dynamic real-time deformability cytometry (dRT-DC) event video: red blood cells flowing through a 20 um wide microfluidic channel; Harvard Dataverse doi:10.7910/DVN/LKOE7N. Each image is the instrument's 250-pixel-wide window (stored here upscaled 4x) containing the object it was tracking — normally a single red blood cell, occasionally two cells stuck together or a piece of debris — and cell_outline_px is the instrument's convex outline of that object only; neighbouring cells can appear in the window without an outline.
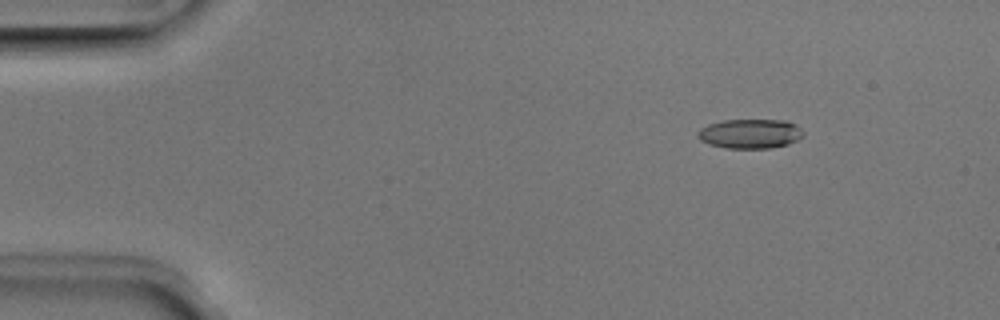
{"species": "Egyptian fruit bat (a non-hibernating species)", "species_latin": "Rousettus aegyptiacus", "temperature_condition": "room temperature", "stored_images_in_passage": 52, "camera_frame_rate_fps": 3000, "um_per_image_px": 0.085, "animal": {"sex": "male"}, "frame": {"image": 1, "passage_image": 7, "time_ms": 2.0, "image_size_px": [1000, 320], "cell_outline_px": [[804, 136], [788, 144], [772, 148], [728, 148], [708, 144], [700, 140], [696, 136], [696, 132], [700, 128], [708, 124], [724, 120], [784, 120], [796, 124], [804, 132]], "centroid_in_image_um": [63.75, 11.36], "position_along_channel_um": 21.3, "area_um2": 18.26}}
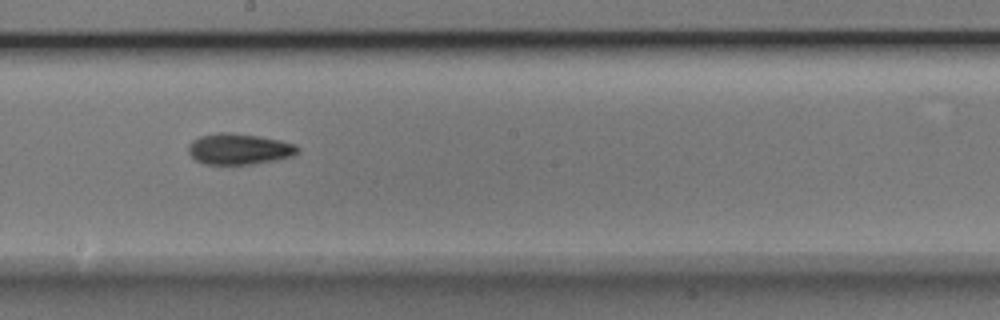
{"frame": {"image": 2, "passage_image": 29, "time_ms": 9.333, "image_size_px": [1000, 320], "cell_outline_px": [[300, 148], [292, 156], [252, 164], [204, 164], [196, 160], [188, 152], [188, 144], [192, 140], [200, 136], [220, 132], [232, 132], [280, 140], [296, 144]], "centroid_in_image_um": [20.29, 12.66], "position_along_channel_um": 227.9, "area_um2": 19.59}}
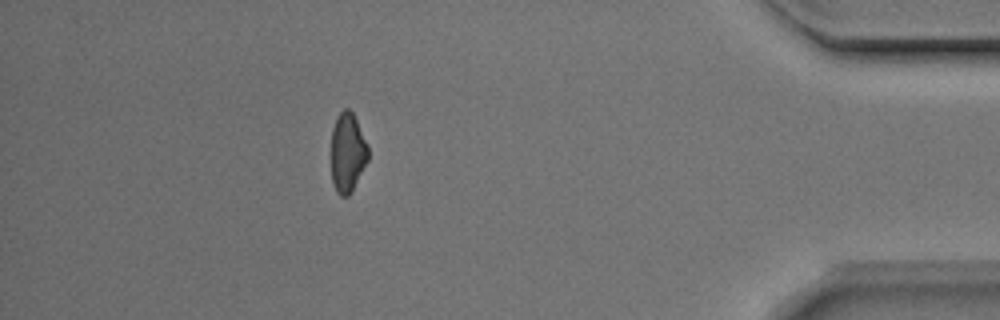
{"frame": {"image": 3, "passage_image": 46, "time_ms": 15.0, "image_size_px": [1000, 320], "cell_outline_px": [[368, 160], [352, 192], [348, 196], [340, 196], [336, 192], [332, 180], [332, 128], [336, 116], [344, 108], [348, 108], [352, 112], [368, 144]], "centroid_in_image_um": [29.54, 12.97], "position_along_channel_um": 405.7, "area_um2": 17.17}, "authors_computed_cell_mechanics": {"area_um2": 18.4671, "velocity_mm_per_s": 3.9762, "shape_relaxation_time_tau1_ms": 4.3134, "shape_relaxation_time_tau2_ms": 5.4416, "deformation_change_tau1": 0.1316, "deformation_change_tau2": 0.1328}}